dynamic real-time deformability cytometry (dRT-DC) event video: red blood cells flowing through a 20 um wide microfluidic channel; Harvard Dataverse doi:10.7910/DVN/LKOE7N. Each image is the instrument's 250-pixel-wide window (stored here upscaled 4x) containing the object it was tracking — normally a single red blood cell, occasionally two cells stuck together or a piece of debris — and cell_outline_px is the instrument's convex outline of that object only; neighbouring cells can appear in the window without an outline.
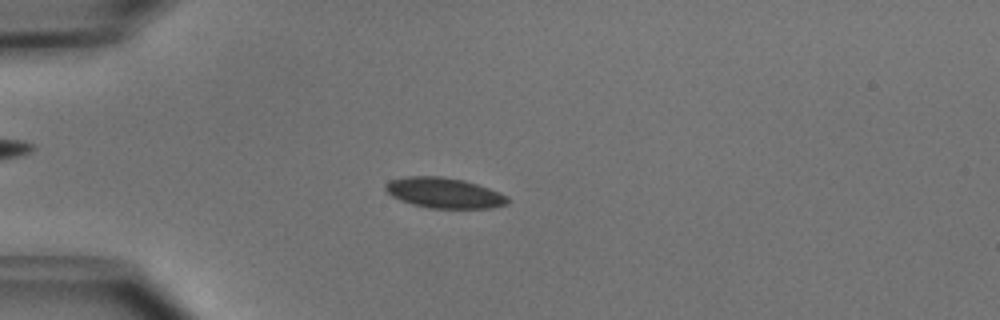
{"species": "common noctule bat (a hibernating species)", "species_latin": "Nyctalus noctula", "temperature_condition": "cold", "stored_images_in_passage": 20, "camera_frame_rate_fps": 3000, "um_per_image_px": 0.085, "animal": {"sex": "male", "body_mass_g": 15.6}, "frame": {"image": 1, "passage_image": 14, "time_ms": 4.333, "image_size_px": [1000, 320], "cell_outline_px": [[508, 204], [492, 208], [432, 208], [412, 204], [392, 196], [384, 188], [384, 184], [388, 180], [408, 176], [440, 176], [464, 180], [500, 192], [508, 196]], "centroid_in_image_um": [37.75, 16.39], "position_along_channel_um": 47.2, "area_um2": 21.62}}